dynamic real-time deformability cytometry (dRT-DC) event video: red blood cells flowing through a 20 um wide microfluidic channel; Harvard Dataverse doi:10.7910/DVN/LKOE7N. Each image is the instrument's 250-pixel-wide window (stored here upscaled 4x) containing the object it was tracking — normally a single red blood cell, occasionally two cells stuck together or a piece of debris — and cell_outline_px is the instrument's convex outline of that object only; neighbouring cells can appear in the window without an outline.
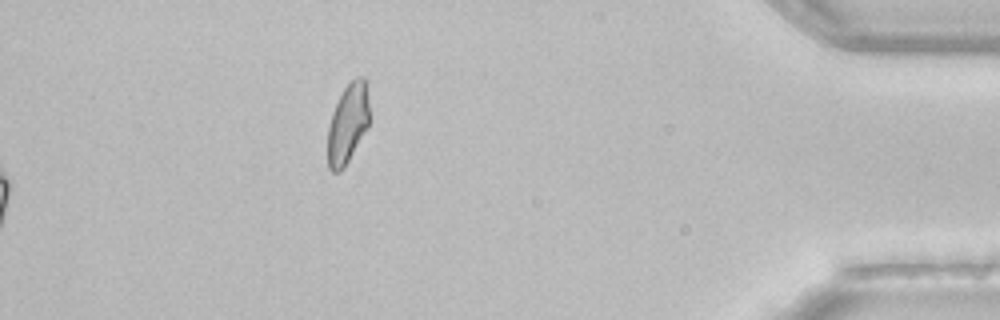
{"species": "common noctule bat (a hibernating species)", "species_latin": "Nyctalus noctula", "temperature_condition": "room temperature", "stored_images_in_passage": 40, "camera_frame_rate_fps": 3000, "um_per_image_px": 0.085, "animal": {"sex": "female", "body_mass_g": 22.7, "forearm_length_mm": 54.2}, "frame": {"image": 1, "passage_image": 40, "time_ms": 13.0, "image_size_px": [1000, 320], "cell_outline_px": [[368, 128], [344, 168], [340, 172], [332, 172], [328, 168], [328, 128], [332, 112], [344, 88], [356, 76], [364, 76], [368, 80]], "centroid_in_image_um": [29.58, 10.49], "position_along_channel_um": 405.6, "area_um2": 19.54}, "authors_computed_cell_mechanics": {"area_um2": 19.6809, "velocity_mm_per_s": 4.1338, "shape_relaxation_time_tau1_ms": 5.8057, "shape_relaxation_time_tau2_ms": 2.5899, "deformation_change_tau1": 0.1162, "deformation_change_tau2": 0.0707}}